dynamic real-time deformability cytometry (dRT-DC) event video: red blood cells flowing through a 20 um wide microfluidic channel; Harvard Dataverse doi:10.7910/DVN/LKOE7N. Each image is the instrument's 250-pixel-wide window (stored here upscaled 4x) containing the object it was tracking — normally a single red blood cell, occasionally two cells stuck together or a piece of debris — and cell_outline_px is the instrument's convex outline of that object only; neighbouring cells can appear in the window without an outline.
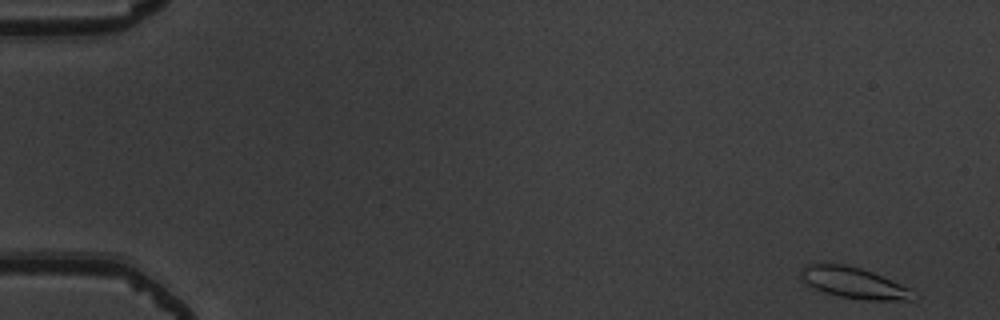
{"species": "common noctule bat (a hibernating species)", "species_latin": "Nyctalus noctula", "temperature_condition": "warm", "stored_images_in_passage": 52, "camera_frame_rate_fps": 3000, "um_per_image_px": 0.085, "animal": {"sex": "male", "body_mass_g": 19.5, "forearm_length_mm": 54.6}, "frame": {"image": 1, "passage_image": 1, "time_ms": 0.0, "image_size_px": [1000, 320], "cell_outline_px": [[920, 296], [916, 300], [868, 300], [840, 296], [824, 292], [808, 284], [800, 276], [800, 272], [808, 264], [844, 264], [860, 268], [872, 272], [908, 288]], "centroid_in_image_um": [72.63, 24.06], "position_along_channel_um": 12.4, "area_um2": 19.94}}
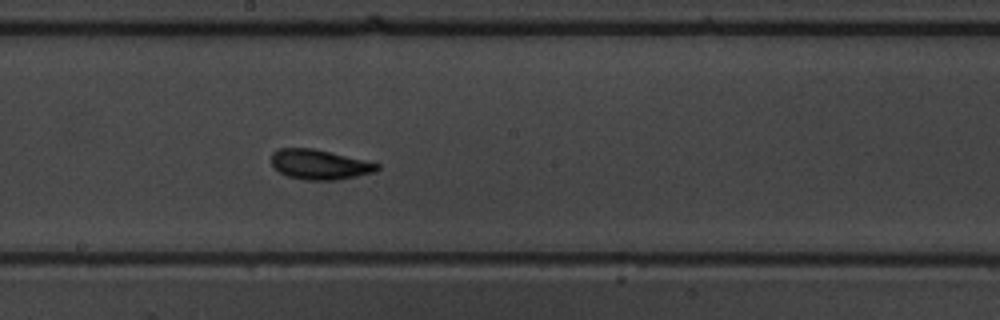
{"frame": {"image": 2, "passage_image": 29, "time_ms": 9.333, "image_size_px": [1000, 320], "cell_outline_px": [[380, 168], [376, 172], [336, 180], [304, 180], [288, 176], [280, 172], [272, 164], [272, 152], [280, 148], [312, 148], [364, 160], [380, 164]], "centroid_in_image_um": [27.17, 13.99], "position_along_channel_um": 221.0, "area_um2": 18.26}}
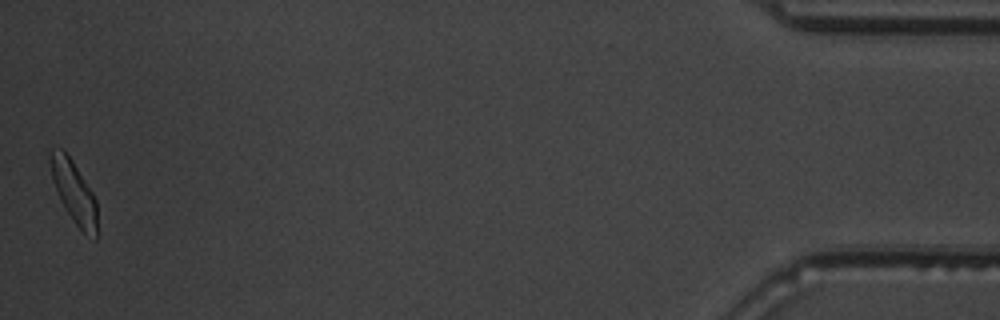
{"frame": {"image": 3, "passage_image": 52, "time_ms": 17.0, "image_size_px": [1000, 320], "cell_outline_px": [[96, 240], [84, 232], [76, 224], [60, 200], [52, 180], [48, 160], [48, 152], [52, 148], [64, 148], [72, 160], [92, 192], [96, 200]], "centroid_in_image_um": [6.23, 16.22], "position_along_channel_um": 429.0, "area_um2": 16.88}, "authors_computed_cell_mechanics": {"area_um2": 18.2648, "velocity_mm_per_s": 3.8291, "shape_relaxation_time_tau1_ms": 2.5576, "shape_relaxation_time_tau2_ms": 1.847, "deformation_change_tau1": 0.1121, "deformation_change_tau2": 0.0871}}